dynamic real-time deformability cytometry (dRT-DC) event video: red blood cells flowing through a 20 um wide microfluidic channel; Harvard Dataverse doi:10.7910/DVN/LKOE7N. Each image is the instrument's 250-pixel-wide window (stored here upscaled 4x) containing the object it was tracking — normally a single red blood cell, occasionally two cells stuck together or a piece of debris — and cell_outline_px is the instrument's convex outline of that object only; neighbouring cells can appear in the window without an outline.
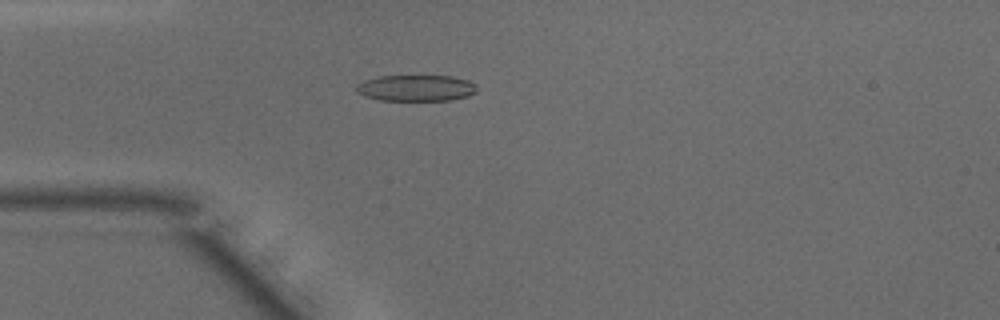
{"species": "common noctule bat (a hibernating species)", "species_latin": "Nyctalus noctula", "temperature_condition": "warm", "stored_images_in_passage": 41, "camera_frame_rate_fps": 3000, "um_per_image_px": 0.085, "animal": {"sex": "male", "body_mass_g": 15.6}, "frame": {"image": 1, "passage_image": 6, "time_ms": 1.667, "image_size_px": [1000, 320], "cell_outline_px": [[476, 92], [468, 96], [452, 100], [380, 100], [364, 96], [356, 92], [356, 84], [364, 80], [380, 76], [452, 76], [468, 80], [476, 84]], "centroid_in_image_um": [35.36, 7.48], "position_along_channel_um": 49.6, "area_um2": 18.5}}
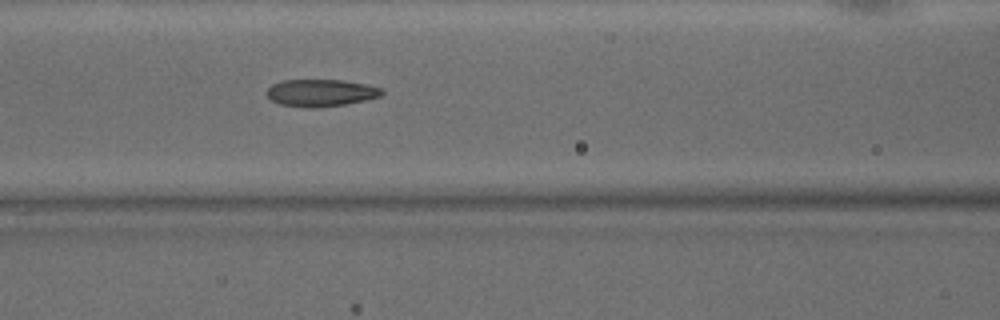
{"frame": {"image": 2, "passage_image": 13, "time_ms": 4.0, "image_size_px": [1000, 320], "cell_outline_px": [[384, 92], [380, 96], [364, 100], [344, 104], [316, 108], [308, 108], [280, 104], [272, 100], [268, 96], [268, 88], [272, 84], [284, 80], [344, 80], [368, 84], [380, 88]], "centroid_in_image_um": [27.28, 7.88], "position_along_channel_um": 139.3, "area_um2": 18.09}}
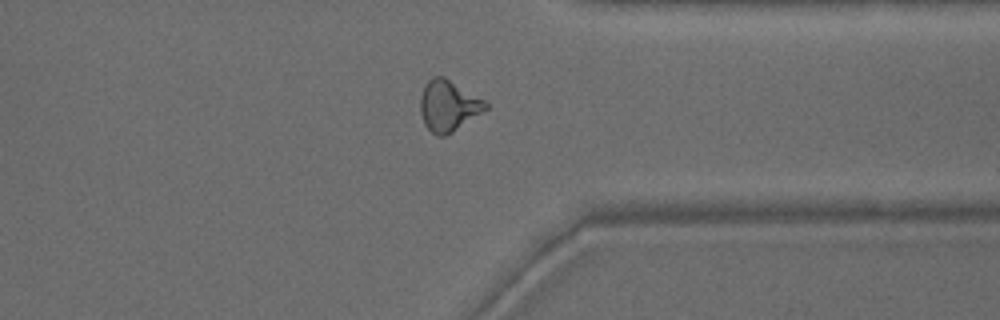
{"frame": {"image": 3, "passage_image": 30, "time_ms": 9.667, "image_size_px": [1000, 320], "cell_outline_px": [[488, 108], [452, 132], [444, 136], [436, 136], [424, 124], [420, 112], [420, 96], [424, 84], [432, 76], [444, 76], [484, 100], [488, 104]], "centroid_in_image_um": [38.07, 8.97], "position_along_channel_um": 373.3, "area_um2": 19.31}, "authors_computed_cell_mechanics": {"area_um2": 18.5538, "velocity_mm_per_s": 4.1996, "shape_relaxation_time_tau1_ms": null, "shape_relaxation_time_tau2_ms": 0.7939, "deformation_change_tau1": null, "deformation_change_tau2": 0.0789}}